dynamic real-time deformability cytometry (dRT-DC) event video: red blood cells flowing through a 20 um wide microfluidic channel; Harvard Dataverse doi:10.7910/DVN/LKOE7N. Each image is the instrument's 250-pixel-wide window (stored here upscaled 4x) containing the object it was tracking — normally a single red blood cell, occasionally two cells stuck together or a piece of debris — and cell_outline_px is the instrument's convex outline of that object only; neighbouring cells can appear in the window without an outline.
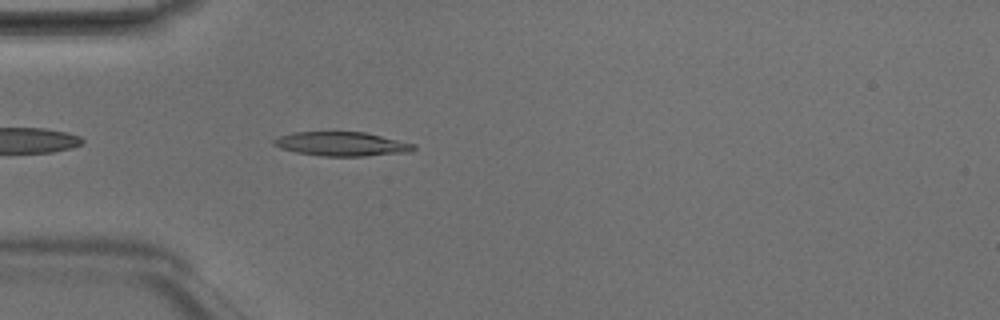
{"species": "Egyptian fruit bat (a non-hibernating species)", "species_latin": "Rousettus aegyptiacus", "temperature_condition": "room temperature", "stored_images_in_passage": 2, "camera_frame_rate_fps": 3000, "um_per_image_px": 0.085, "animal": {"sex": "male"}, "frame": {"image": 1, "passage_image": 2, "time_ms": 0.333, "image_size_px": [1000, 320], "cell_outline_px": [[416, 148], [408, 152], [364, 156], [320, 156], [296, 152], [280, 148], [272, 144], [272, 140], [280, 136], [292, 132], [364, 132], [416, 144]], "centroid_in_image_um": [29.02, 12.24], "position_along_channel_um": 56.0, "area_um2": 19.59}}